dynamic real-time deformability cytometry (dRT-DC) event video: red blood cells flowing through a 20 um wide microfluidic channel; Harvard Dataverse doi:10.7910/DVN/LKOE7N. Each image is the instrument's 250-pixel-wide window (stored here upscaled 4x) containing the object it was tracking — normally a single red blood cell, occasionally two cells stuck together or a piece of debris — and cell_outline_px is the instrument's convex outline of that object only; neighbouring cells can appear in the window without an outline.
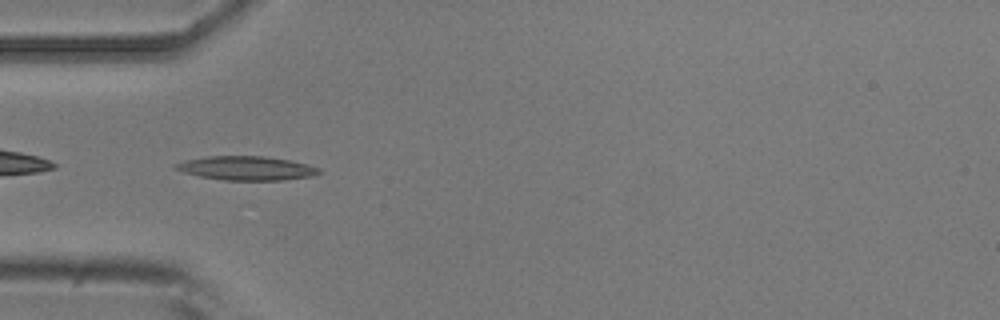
{"species": "common noctule bat (a hibernating species)", "species_latin": "Nyctalus noctula", "temperature_condition": "room temperature", "stored_images_in_passage": 8, "camera_frame_rate_fps": 3000, "um_per_image_px": 0.085, "animal": {"sex": "male", "body_mass_g": 20.5, "forearm_length_mm": 52.5}, "frame": {"image": 1, "passage_image": 1, "time_ms": 0.0, "image_size_px": [1000, 320], "cell_outline_px": [[320, 172], [312, 176], [284, 180], [224, 180], [200, 176], [184, 172], [172, 168], [176, 164], [184, 160], [208, 156], [264, 156], [292, 160], [308, 164], [320, 168]], "centroid_in_image_um": [20.97, 14.29], "position_along_channel_um": 64.0, "area_um2": 20.06}}
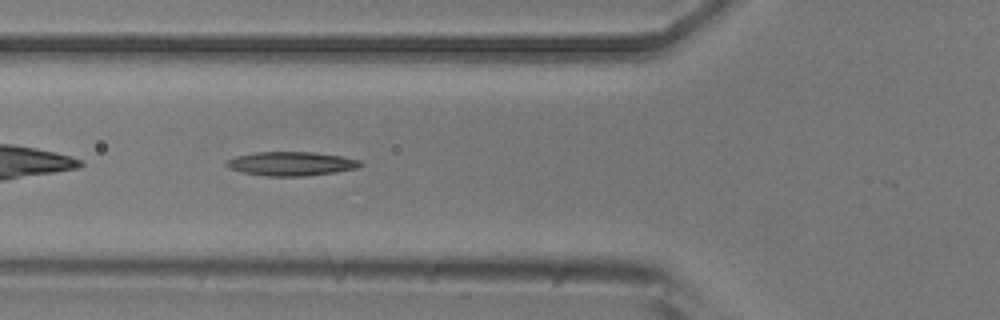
{"frame": {"image": 2, "passage_image": 4, "time_ms": 1.0, "image_size_px": [1000, 320], "cell_outline_px": [[364, 164], [360, 168], [336, 172], [304, 176], [264, 176], [244, 172], [232, 168], [224, 164], [228, 160], [236, 156], [252, 152], [312, 152], [340, 156], [360, 160]], "centroid_in_image_um": [24.8, 13.91], "position_along_channel_um": 101.0, "area_um2": 18.67}}
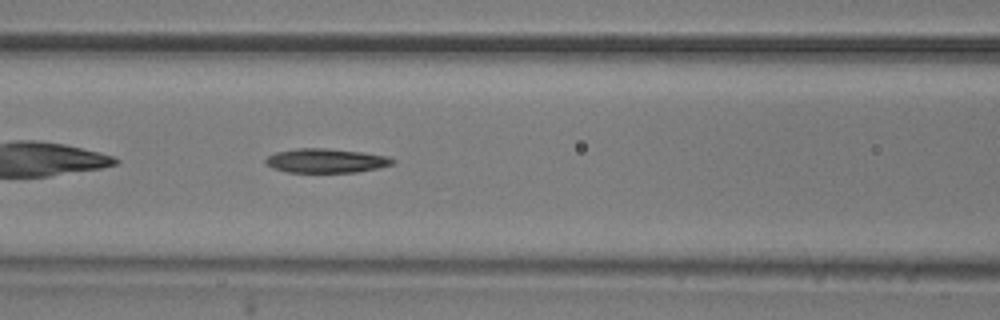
{"frame": {"image": 3, "passage_image": 7, "time_ms": 2.0, "image_size_px": [1000, 320], "cell_outline_px": [[396, 160], [392, 164], [380, 168], [356, 172], [288, 172], [272, 168], [264, 160], [268, 156], [276, 152], [296, 148], [324, 148], [364, 152], [388, 156]], "centroid_in_image_um": [27.74, 13.65], "position_along_channel_um": 138.9, "area_um2": 17.92}}